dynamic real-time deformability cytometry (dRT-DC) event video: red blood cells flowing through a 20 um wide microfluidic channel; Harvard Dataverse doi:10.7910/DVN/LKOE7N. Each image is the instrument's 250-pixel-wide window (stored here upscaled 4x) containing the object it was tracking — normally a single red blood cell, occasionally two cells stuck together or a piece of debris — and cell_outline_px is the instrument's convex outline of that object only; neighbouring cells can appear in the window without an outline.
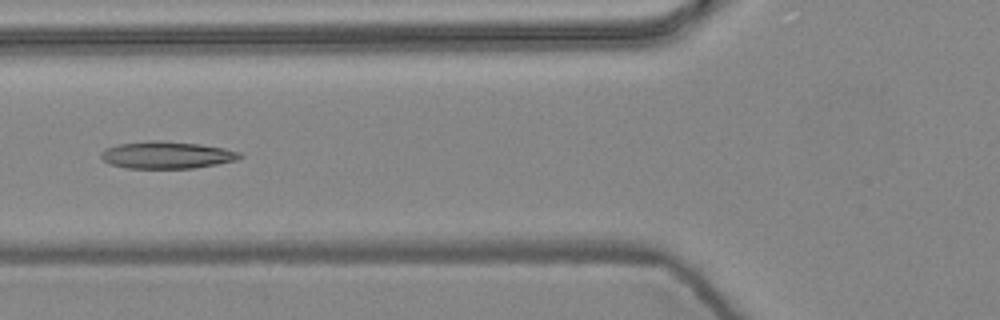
{"species": "common noctule bat (a hibernating species)", "species_latin": "Nyctalus noctula", "temperature_condition": "warm", "stored_images_in_passage": 5, "camera_frame_rate_fps": 3000, "um_per_image_px": 0.085, "animal": {"sex": "female", "body_mass_g": 24.6, "forearm_length_mm": 56.2}, "frame": {"image": 1, "passage_image": 5, "time_ms": 1.333, "image_size_px": [1000, 320], "cell_outline_px": [[244, 156], [236, 160], [216, 164], [192, 168], [128, 168], [112, 164], [104, 160], [100, 156], [100, 152], [116, 144], [148, 140], [160, 140], [200, 144], [224, 148], [240, 152]], "centroid_in_image_um": [14.18, 13.16], "position_along_channel_um": 111.6, "area_um2": 21.91}}